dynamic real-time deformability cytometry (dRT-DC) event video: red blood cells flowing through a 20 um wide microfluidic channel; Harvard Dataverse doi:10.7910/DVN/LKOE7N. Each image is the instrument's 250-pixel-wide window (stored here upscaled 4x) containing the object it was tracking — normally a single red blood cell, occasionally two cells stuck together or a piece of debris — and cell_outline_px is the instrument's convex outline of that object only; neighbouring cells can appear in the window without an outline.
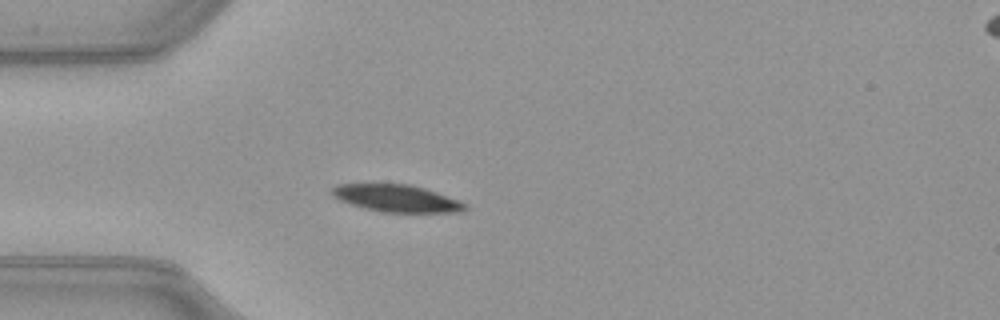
{"species": "common noctule bat (a hibernating species)", "species_latin": "Nyctalus noctula", "temperature_condition": "warm", "stored_images_in_passage": 38, "camera_frame_rate_fps": 3000, "um_per_image_px": 0.085, "animal": {"sex": "female", "body_mass_g": 21.9}, "frame": {"image": 1, "passage_image": 1, "time_ms": 0.0, "image_size_px": [1000, 320], "cell_outline_px": [[468, 208], [464, 212], [384, 212], [364, 208], [340, 200], [332, 196], [332, 188], [336, 184], [408, 184], [424, 188], [436, 192], [468, 204]], "centroid_in_image_um": [33.73, 16.86], "position_along_channel_um": 51.3, "area_um2": 20.92}}
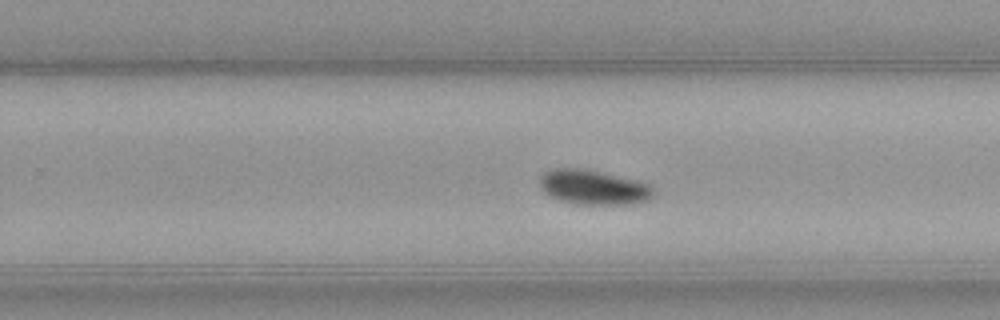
{"frame": {"image": 2, "passage_image": 19, "time_ms": 6.0, "image_size_px": [1000, 320], "cell_outline_px": [[656, 192], [648, 200], [636, 204], [576, 204], [560, 200], [544, 192], [540, 188], [540, 176], [544, 172], [564, 168], [576, 168], [600, 172], [640, 180], [656, 188]], "centroid_in_image_um": [50.51, 15.93], "position_along_channel_um": 279.3, "area_um2": 23.0}}
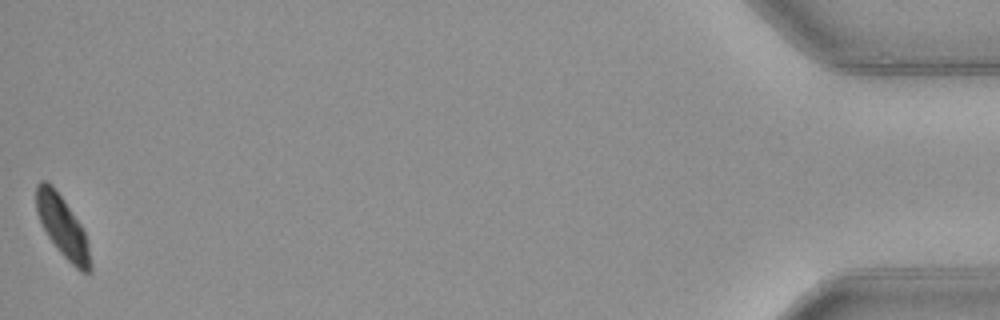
{"frame": {"image": 3, "passage_image": 38, "time_ms": 12.333, "image_size_px": [1000, 320], "cell_outline_px": [[92, 268], [88, 272], [80, 272], [56, 248], [48, 236], [36, 212], [36, 184], [40, 180], [44, 180], [52, 184], [64, 200], [80, 224], [84, 232], [88, 244], [92, 264]], "centroid_in_image_um": [5.31, 19.25], "position_along_channel_um": 429.9, "area_um2": 19.07}, "authors_computed_cell_mechanics": {"area_um2": 21.9351, "velocity_mm_per_s": 3.9676, "shape_relaxation_time_tau1_ms": 2.8046, "shape_relaxation_time_tau2_ms": null, "deformation_change_tau1": 0.1062, "deformation_change_tau2": null}}